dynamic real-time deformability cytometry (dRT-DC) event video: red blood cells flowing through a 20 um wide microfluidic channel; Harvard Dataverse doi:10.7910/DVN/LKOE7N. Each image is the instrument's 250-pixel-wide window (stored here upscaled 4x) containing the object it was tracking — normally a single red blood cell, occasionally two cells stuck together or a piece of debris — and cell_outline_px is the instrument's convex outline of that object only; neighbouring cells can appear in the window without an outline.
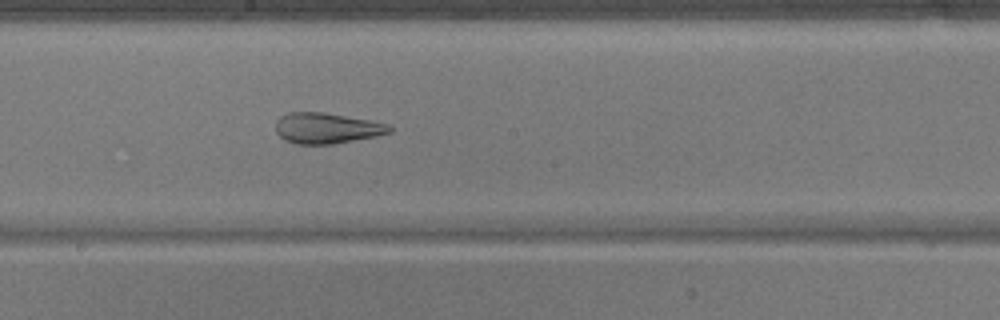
{"species": "common noctule bat (a hibernating species)", "species_latin": "Nyctalus noctula", "temperature_condition": "warm", "stored_images_in_passage": 40, "camera_frame_rate_fps": 3000, "um_per_image_px": 0.085, "animal": {"sex": "male", "body_mass_g": 17.9}, "frame": {"image": 1, "passage_image": 18, "time_ms": 5.667, "image_size_px": [1000, 320], "cell_outline_px": [[392, 132], [376, 136], [332, 144], [296, 144], [284, 140], [276, 132], [276, 120], [280, 116], [288, 112], [324, 112], [372, 120], [388, 124], [392, 128]], "centroid_in_image_um": [27.76, 10.88], "position_along_channel_um": 220.4, "area_um2": 20.52}}
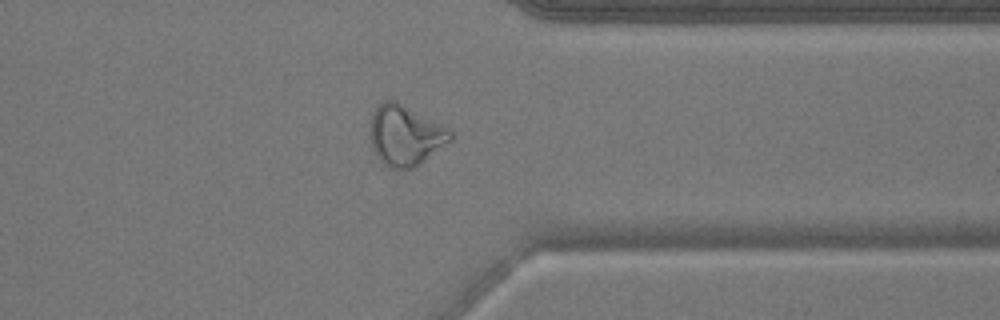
{"frame": {"image": 2, "passage_image": 30, "time_ms": 9.667, "image_size_px": [1000, 320], "cell_outline_px": [[452, 140], [416, 168], [392, 168], [384, 164], [376, 156], [372, 148], [372, 112], [384, 100], [396, 100], [448, 128], [452, 132]], "centroid_in_image_um": [34.48, 11.52], "position_along_channel_um": 376.9, "area_um2": 27.98}}
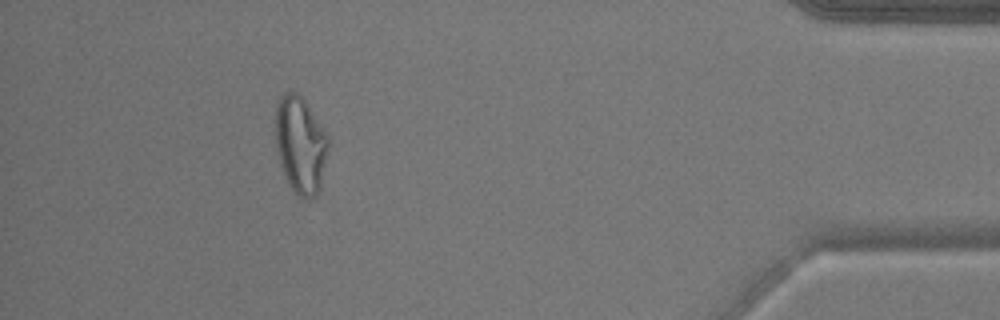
{"frame": {"image": 3, "passage_image": 36, "time_ms": 11.667, "image_size_px": [1000, 320], "cell_outline_px": [[328, 148], [320, 184], [316, 196], [312, 200], [304, 200], [296, 196], [288, 184], [280, 164], [276, 152], [272, 132], [276, 108], [280, 96], [284, 92], [296, 92], [304, 100], [328, 132]], "centroid_in_image_um": [25.49, 12.31], "position_along_channel_um": 409.7, "area_um2": 30.75}}